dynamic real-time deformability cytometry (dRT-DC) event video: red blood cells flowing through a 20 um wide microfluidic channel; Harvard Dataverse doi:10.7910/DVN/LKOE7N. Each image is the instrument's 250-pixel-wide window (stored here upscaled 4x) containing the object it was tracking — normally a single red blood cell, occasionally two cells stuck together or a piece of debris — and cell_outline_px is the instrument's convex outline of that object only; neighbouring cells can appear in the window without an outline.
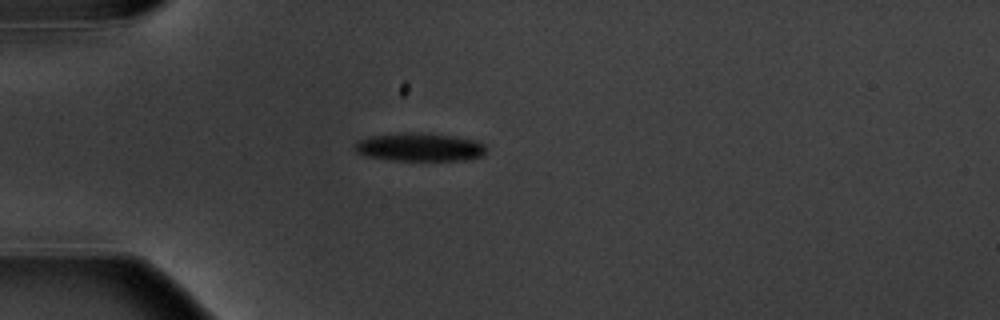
{"species": "common noctule bat (a hibernating species)", "species_latin": "Nyctalus noctula", "temperature_condition": "warm", "stored_images_in_passage": 1, "camera_frame_rate_fps": 3000, "um_per_image_px": 0.085, "animal": {"sex": "male", "body_mass_g": 20.1, "forearm_length_mm": 53.5}, "frame": {"image": 1, "passage_image": 1, "time_ms": 0.0, "image_size_px": [1000, 320], "cell_outline_px": [[484, 156], [464, 160], [392, 160], [364, 156], [356, 152], [356, 144], [360, 140], [368, 136], [400, 132], [428, 132], [476, 140], [484, 144]], "centroid_in_image_um": [35.66, 12.49], "position_along_channel_um": 49.3, "area_um2": 21.79}}